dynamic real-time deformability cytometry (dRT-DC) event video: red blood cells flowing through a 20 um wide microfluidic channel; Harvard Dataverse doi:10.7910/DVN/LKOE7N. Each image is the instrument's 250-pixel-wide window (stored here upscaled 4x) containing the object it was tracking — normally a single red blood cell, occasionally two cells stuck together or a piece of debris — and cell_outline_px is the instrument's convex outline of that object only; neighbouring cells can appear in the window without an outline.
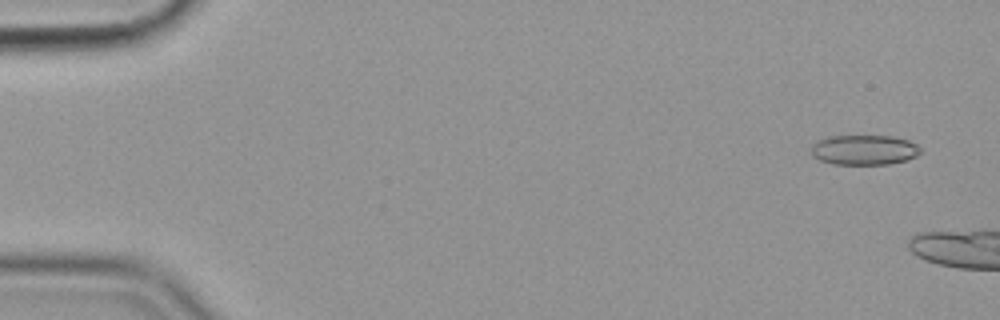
{"species": "common noctule bat (a hibernating species)", "species_latin": "Nyctalus noctula", "temperature_condition": "cold", "stored_images_in_passage": 8, "camera_frame_rate_fps": 3000, "um_per_image_px": 0.085, "animal": {"sex": "female", "body_mass_g": 19.9}, "frame": {"image": 1, "passage_image": 3, "time_ms": 0.667, "image_size_px": [1000, 320], "cell_outline_px": [[920, 152], [916, 156], [908, 160], [888, 164], [832, 164], [820, 160], [812, 156], [812, 144], [816, 140], [828, 136], [892, 136], [908, 140], [916, 144], [920, 148]], "centroid_in_image_um": [73.44, 12.74], "position_along_channel_um": 11.6, "area_um2": 19.19}}